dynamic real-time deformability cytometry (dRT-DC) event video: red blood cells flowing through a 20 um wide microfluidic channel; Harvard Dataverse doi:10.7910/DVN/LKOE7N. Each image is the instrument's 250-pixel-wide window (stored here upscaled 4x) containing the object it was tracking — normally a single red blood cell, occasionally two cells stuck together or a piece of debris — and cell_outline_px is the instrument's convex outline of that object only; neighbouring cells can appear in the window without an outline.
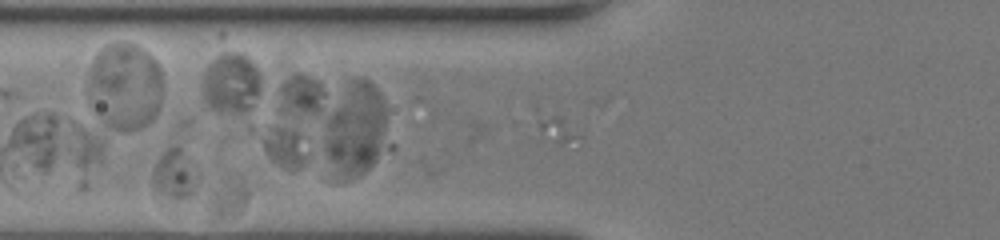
{"species": "human", "species_latin": "Homo sapiens", "temperature_condition": "room temperature", "stored_images_in_passage": 31, "camera_frame_rate_fps": 3000, "um_per_image_px": 0.085, "donor": {"sex": "female"}, "frame": {"image": 1, "passage_image": 5, "time_ms": 1.333, "image_size_px": [1000, 240], "cell_outline_px": [[248, 200], [240, 212], [212, 212], [156, 196], [152, 192], [152, 168], [160, 156], [168, 148], [180, 148], [244, 188], [248, 192]], "centroid_in_image_um": [16.61, 15.61], "position_along_channel_um": 109.2, "area_um2": 28.78}}